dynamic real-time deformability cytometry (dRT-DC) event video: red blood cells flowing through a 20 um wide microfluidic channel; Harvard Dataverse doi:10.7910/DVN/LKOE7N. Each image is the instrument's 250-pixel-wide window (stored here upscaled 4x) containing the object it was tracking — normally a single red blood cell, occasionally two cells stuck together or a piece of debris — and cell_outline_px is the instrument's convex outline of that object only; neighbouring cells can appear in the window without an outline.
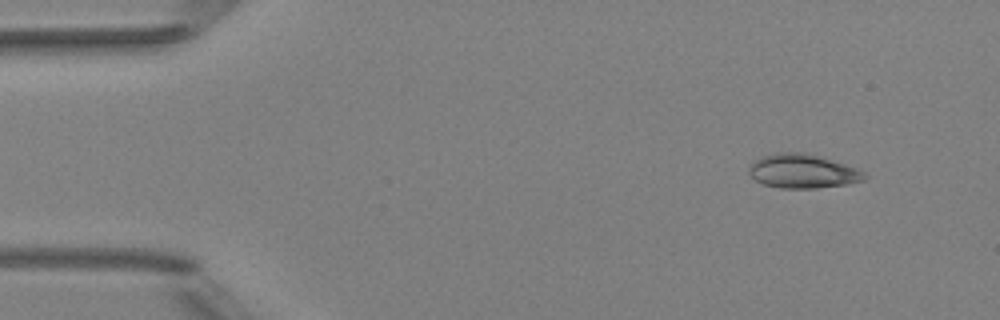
{"species": "Egyptian fruit bat (a non-hibernating species)", "species_latin": "Rousettus aegyptiacus", "temperature_condition": "room temperature", "stored_images_in_passage": 3, "camera_frame_rate_fps": 3000, "um_per_image_px": 0.085, "animal": {"sex": "female"}, "frame": {"image": 1, "passage_image": 1, "time_ms": 0.0, "image_size_px": [1000, 320], "cell_outline_px": [[868, 176], [864, 180], [848, 184], [816, 188], [780, 188], [764, 184], [756, 180], [748, 172], [748, 168], [756, 160], [764, 156], [776, 152], [804, 152], [844, 164], [856, 168], [864, 172]], "centroid_in_image_um": [68.24, 14.56], "position_along_channel_um": 16.8, "area_um2": 22.66}}
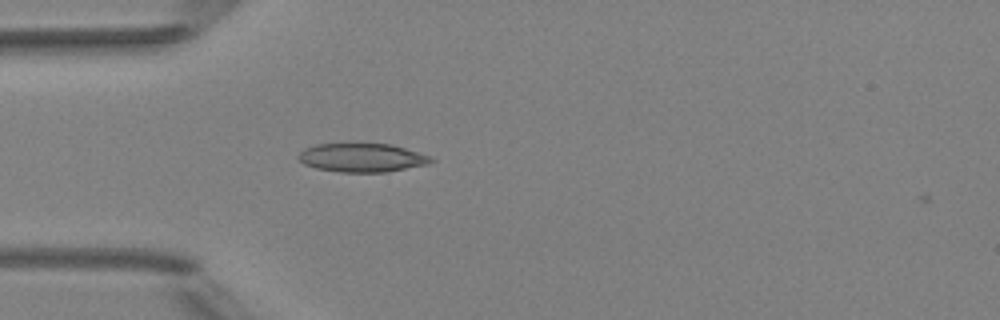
{"frame": {"image": 2, "passage_image": 3, "time_ms": 3.333, "image_size_px": [1000, 320], "cell_outline_px": [[436, 160], [428, 164], [388, 172], [340, 172], [316, 168], [304, 164], [296, 156], [304, 148], [316, 144], [392, 144], [428, 156]], "centroid_in_image_um": [30.74, 13.41], "position_along_channel_um": 54.3, "area_um2": 22.02}}